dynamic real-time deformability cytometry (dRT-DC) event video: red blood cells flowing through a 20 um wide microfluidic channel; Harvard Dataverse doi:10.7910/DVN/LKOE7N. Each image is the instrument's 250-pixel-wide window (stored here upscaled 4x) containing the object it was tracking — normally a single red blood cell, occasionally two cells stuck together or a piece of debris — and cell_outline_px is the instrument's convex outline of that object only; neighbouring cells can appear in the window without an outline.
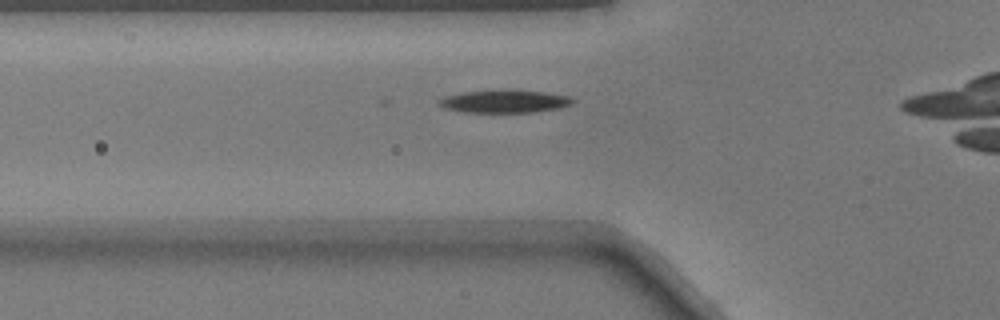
{"species": "common noctule bat (a hibernating species)", "species_latin": "Nyctalus noctula", "temperature_condition": "warm", "stored_images_in_passage": 29, "camera_frame_rate_fps": 3000, "um_per_image_px": 0.085, "animal": {"sex": "male", "body_mass_g": 17.9}, "frame": {"image": 1, "passage_image": 2, "time_ms": 0.333, "image_size_px": [1000, 320], "cell_outline_px": [[576, 100], [572, 104], [560, 108], [536, 112], [464, 112], [444, 108], [436, 104], [436, 100], [444, 96], [464, 92], [504, 88], [512, 88], [544, 92], [568, 96]], "centroid_in_image_um": [42.86, 8.59], "position_along_channel_um": 82.9, "area_um2": 18.38}}
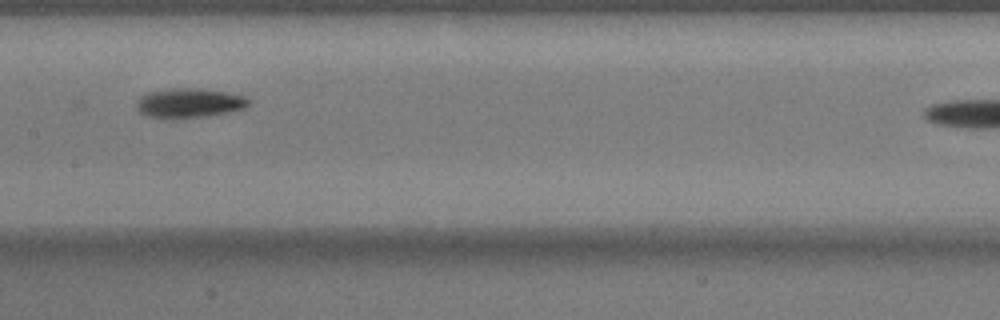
{"frame": {"image": 2, "passage_image": 10, "time_ms": 3.0, "image_size_px": [1000, 320], "cell_outline_px": [[252, 104], [248, 108], [208, 116], [172, 120], [168, 120], [144, 116], [136, 108], [136, 100], [140, 96], [148, 92], [180, 88], [188, 88], [228, 92], [244, 96], [252, 100]], "centroid_in_image_um": [16.09, 8.79], "position_along_channel_um": 191.3, "area_um2": 19.83}}
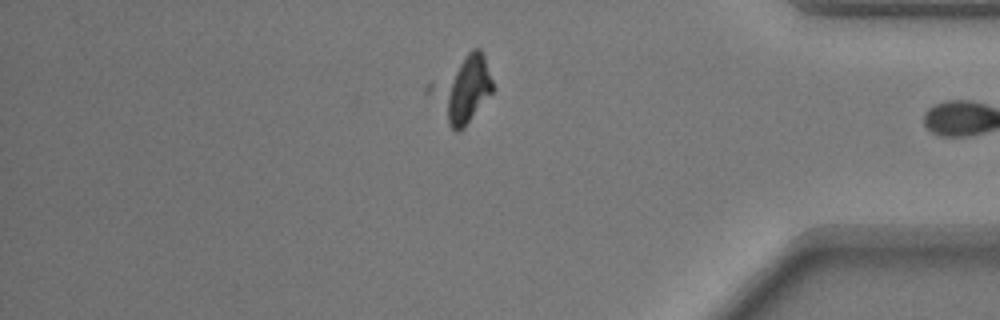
{"frame": {"image": 3, "passage_image": 27, "time_ms": 8.667, "image_size_px": [1000, 320], "cell_outline_px": [[492, 92], [464, 128], [460, 132], [456, 132], [448, 124], [424, 92], [424, 88], [428, 84], [472, 48], [480, 48], [484, 56], [492, 80]], "centroid_in_image_um": [39.22, 7.58], "position_along_channel_um": 396.0, "area_um2": 24.28}}